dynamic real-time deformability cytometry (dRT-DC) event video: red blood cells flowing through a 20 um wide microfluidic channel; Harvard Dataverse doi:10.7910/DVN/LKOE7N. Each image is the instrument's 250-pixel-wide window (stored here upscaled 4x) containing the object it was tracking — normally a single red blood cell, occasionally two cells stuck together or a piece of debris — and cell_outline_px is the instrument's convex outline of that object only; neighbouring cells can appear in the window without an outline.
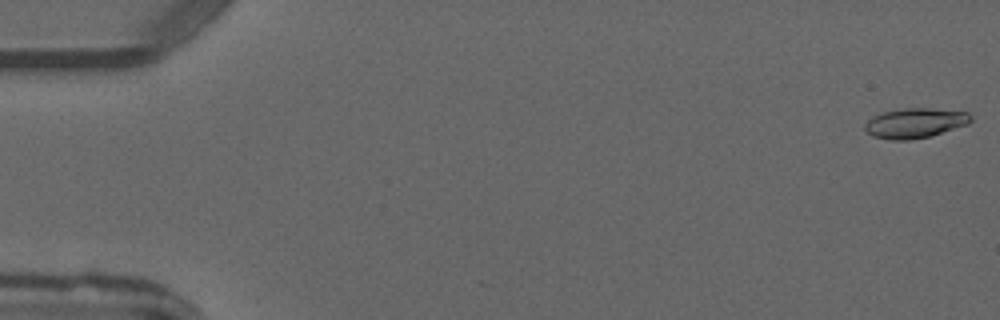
{"species": "common noctule bat (a hibernating species)", "species_latin": "Nyctalus noctula", "temperature_condition": "warm", "stored_images_in_passage": 4, "camera_frame_rate_fps": 3000, "um_per_image_px": 0.085, "animal": {"sex": "male", "forearm_length_mm": 52.5}, "frame": {"image": 1, "passage_image": 1, "time_ms": 0.0, "image_size_px": [1000, 320], "cell_outline_px": [[972, 120], [968, 124], [928, 136], [912, 140], [892, 140], [872, 136], [864, 128], [864, 124], [872, 116], [880, 112], [904, 108], [928, 108], [968, 112], [972, 116]], "centroid_in_image_um": [77.75, 10.45], "position_along_channel_um": 7.3, "area_um2": 18.44}}